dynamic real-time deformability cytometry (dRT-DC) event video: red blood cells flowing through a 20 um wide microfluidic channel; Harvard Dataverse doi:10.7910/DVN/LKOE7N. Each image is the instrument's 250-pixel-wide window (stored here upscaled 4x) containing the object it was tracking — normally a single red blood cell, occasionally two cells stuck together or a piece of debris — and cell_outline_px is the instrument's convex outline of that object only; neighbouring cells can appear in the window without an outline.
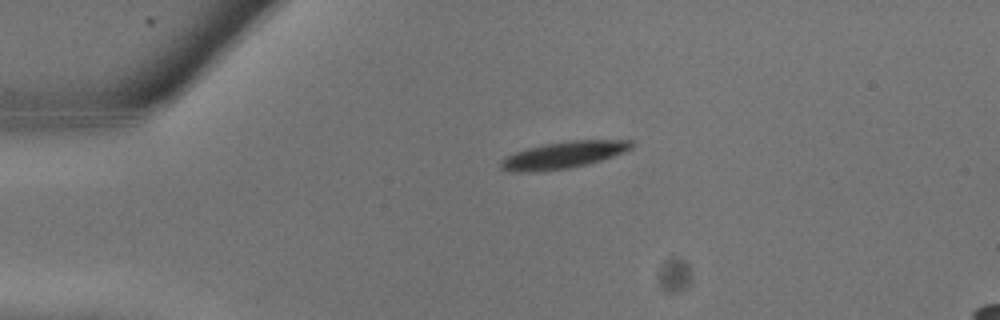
{"species": "common noctule bat (a hibernating species)", "species_latin": "Nyctalus noctula", "temperature_condition": "warm", "stored_images_in_passage": 14, "camera_frame_rate_fps": 3000, "um_per_image_px": 0.085, "animal": {"sex": "male", "body_mass_g": 13.3}, "frame": {"image": 1, "passage_image": 1, "time_ms": 0.0, "image_size_px": [1000, 320], "cell_outline_px": [[636, 144], [632, 148], [624, 152], [588, 164], [572, 168], [524, 172], [508, 172], [500, 168], [500, 160], [516, 152], [528, 148], [544, 144], [572, 140], [632, 140]], "centroid_in_image_um": [47.91, 13.17], "position_along_channel_um": 37.1, "area_um2": 20.4}}
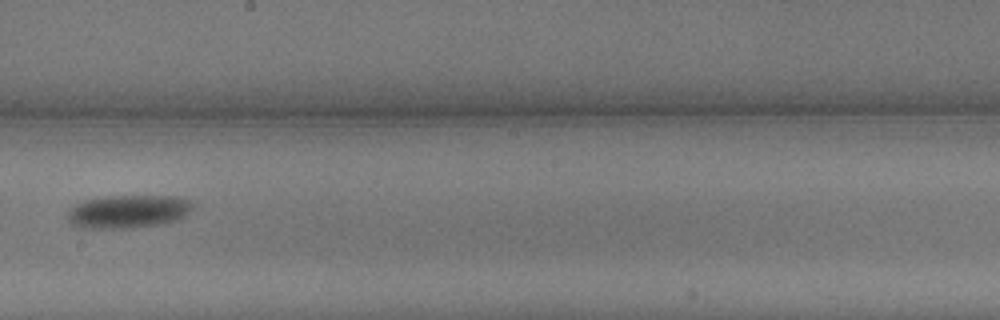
{"frame": {"image": 2, "passage_image": 10, "time_ms": 3.0, "image_size_px": [1000, 320], "cell_outline_px": [[192, 208], [184, 216], [172, 220], [156, 224], [132, 228], [80, 228], [72, 224], [64, 216], [76, 204], [84, 200], [104, 196], [176, 196], [192, 200]], "centroid_in_image_um": [10.84, 17.97], "position_along_channel_um": 237.4, "area_um2": 24.1}}
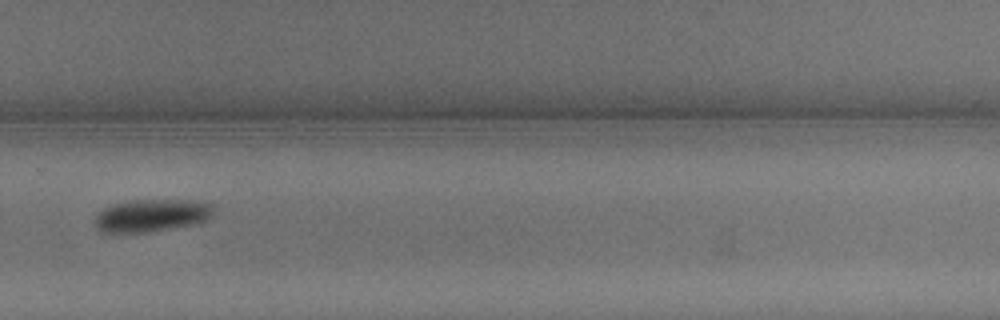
{"frame": {"image": 3, "passage_image": 13, "time_ms": 4.0, "image_size_px": [1000, 320], "cell_outline_px": [[212, 216], [208, 220], [196, 224], [148, 232], [100, 232], [96, 228], [92, 220], [104, 208], [116, 204], [136, 200], [188, 200], [208, 204], [212, 208]], "centroid_in_image_um": [12.86, 18.33], "position_along_channel_um": 316.9, "area_um2": 22.31}}